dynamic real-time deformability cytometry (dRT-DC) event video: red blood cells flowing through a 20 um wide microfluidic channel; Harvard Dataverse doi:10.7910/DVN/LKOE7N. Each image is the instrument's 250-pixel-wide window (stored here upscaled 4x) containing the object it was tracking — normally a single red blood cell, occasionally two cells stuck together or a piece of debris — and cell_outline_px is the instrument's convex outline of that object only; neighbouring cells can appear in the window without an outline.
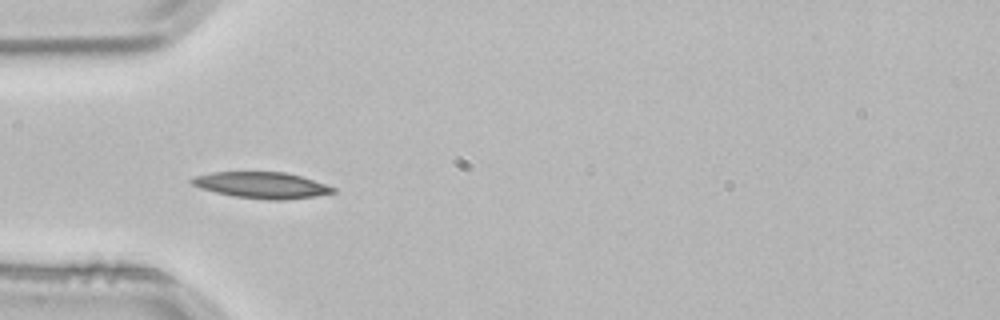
{"species": "common noctule bat (a hibernating species)", "species_latin": "Nyctalus noctula", "temperature_condition": "room temperature", "stored_images_in_passage": 3, "camera_frame_rate_fps": 3000, "um_per_image_px": 0.085, "animal": {"sex": "male", "body_mass_g": 21.5, "forearm_length_mm": 52.0}, "frame": {"image": 1, "passage_image": 3, "time_ms": 0.667, "image_size_px": [1000, 320], "cell_outline_px": [[336, 192], [316, 196], [284, 200], [268, 200], [236, 196], [216, 192], [200, 188], [192, 184], [188, 180], [192, 176], [212, 172], [284, 172], [300, 176], [336, 188]], "centroid_in_image_um": [22.21, 15.74], "position_along_channel_um": 62.8, "area_um2": 21.5}}